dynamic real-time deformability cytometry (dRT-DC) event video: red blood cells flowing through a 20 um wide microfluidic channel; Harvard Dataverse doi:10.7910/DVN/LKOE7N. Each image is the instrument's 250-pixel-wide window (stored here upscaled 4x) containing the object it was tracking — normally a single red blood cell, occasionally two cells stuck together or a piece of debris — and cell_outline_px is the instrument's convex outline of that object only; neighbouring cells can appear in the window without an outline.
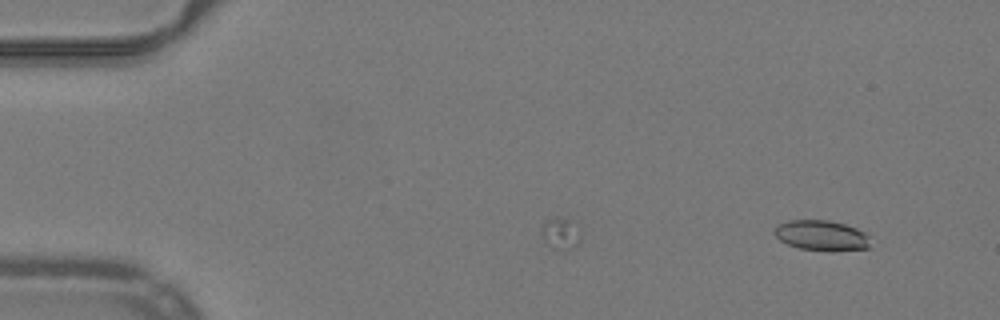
{"species": "common noctule bat (a hibernating species)", "species_latin": "Nyctalus noctula", "temperature_condition": "warm", "stored_images_in_passage": 43, "camera_frame_rate_fps": 3000, "um_per_image_px": 0.085, "animal": {"sex": "male", "body_mass_g": 19.2, "forearm_length_mm": 51.8}, "frame": {"image": 1, "passage_image": 1, "time_ms": 0.0, "image_size_px": [1000, 320], "cell_outline_px": [[868, 248], [832, 252], [828, 252], [800, 248], [788, 244], [780, 240], [772, 232], [776, 224], [788, 220], [828, 220], [844, 224], [856, 228], [864, 232], [868, 236]], "centroid_in_image_um": [69.78, 20.02], "position_along_channel_um": 15.2, "area_um2": 17.11}}
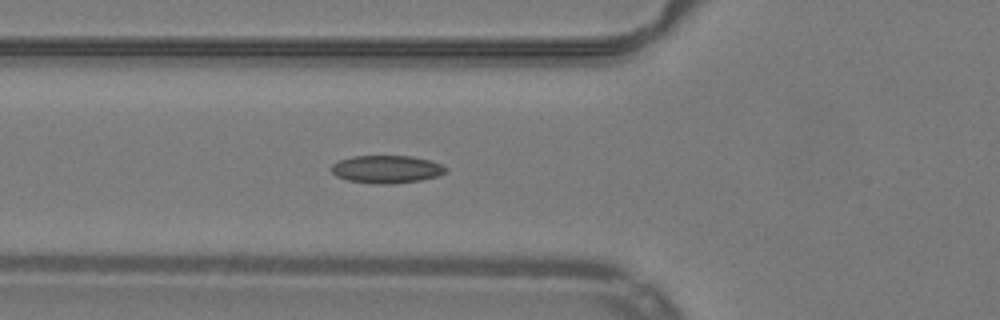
{"frame": {"image": 2, "passage_image": 16, "time_ms": 5.0, "image_size_px": [1000, 320], "cell_outline_px": [[448, 168], [440, 176], [420, 180], [392, 184], [372, 184], [348, 180], [336, 176], [332, 172], [332, 164], [340, 160], [352, 156], [412, 156], [432, 160]], "centroid_in_image_um": [32.88, 14.39], "position_along_channel_um": 92.9, "area_um2": 18.61}}
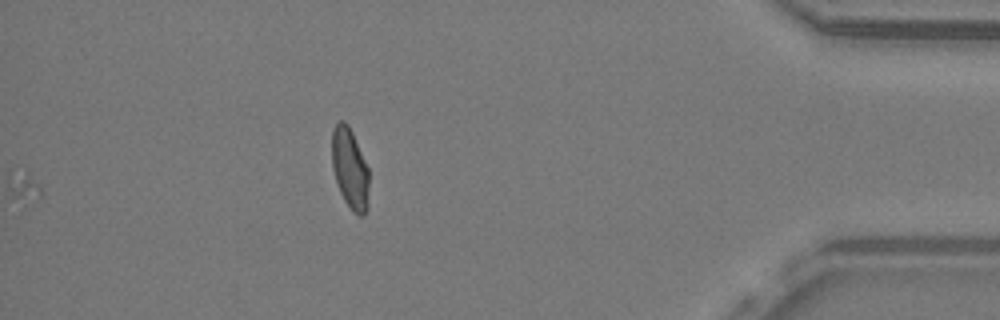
{"frame": {"image": 3, "passage_image": 43, "time_ms": 14.0, "image_size_px": [1000, 320], "cell_outline_px": [[368, 208], [364, 216], [360, 216], [352, 212], [344, 200], [340, 192], [332, 168], [332, 128], [340, 120], [344, 120], [348, 124], [352, 132], [368, 168]], "centroid_in_image_um": [29.74, 14.35], "position_along_channel_um": 405.5, "area_um2": 17.51}, "authors_computed_cell_mechanics": {"area_um2": 17.4556, "velocity_mm_per_s": 3.9905, "shape_relaxation_time_tau1_ms": null, "shape_relaxation_time_tau2_ms": 1.8011, "deformation_change_tau1": null, "deformation_change_tau2": 0.0583}}